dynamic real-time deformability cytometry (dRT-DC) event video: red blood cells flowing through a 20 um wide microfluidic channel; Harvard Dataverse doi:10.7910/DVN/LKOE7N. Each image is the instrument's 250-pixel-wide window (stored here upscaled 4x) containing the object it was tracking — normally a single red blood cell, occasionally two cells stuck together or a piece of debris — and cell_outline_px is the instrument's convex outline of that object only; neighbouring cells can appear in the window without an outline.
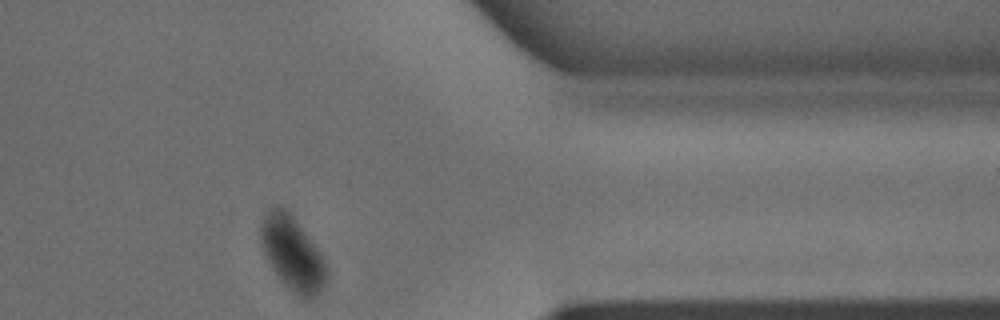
{"species": "common noctule bat (a hibernating species)", "species_latin": "Nyctalus noctula", "temperature_condition": "warm", "stored_images_in_passage": 23, "camera_frame_rate_fps": 3000, "um_per_image_px": 0.085, "animal": {"sex": "male", "body_mass_g": 15.6}, "frame": {"image": 1, "passage_image": 23, "time_ms": 7.333, "image_size_px": [1000, 320], "cell_outline_px": [[328, 276], [324, 284], [316, 296], [308, 300], [304, 300], [292, 292], [284, 284], [272, 268], [264, 252], [260, 240], [260, 224], [268, 208], [276, 204], [284, 208], [292, 216], [324, 256], [328, 268]], "centroid_in_image_um": [24.87, 21.56], "position_along_channel_um": 386.5, "area_um2": 28.44}}